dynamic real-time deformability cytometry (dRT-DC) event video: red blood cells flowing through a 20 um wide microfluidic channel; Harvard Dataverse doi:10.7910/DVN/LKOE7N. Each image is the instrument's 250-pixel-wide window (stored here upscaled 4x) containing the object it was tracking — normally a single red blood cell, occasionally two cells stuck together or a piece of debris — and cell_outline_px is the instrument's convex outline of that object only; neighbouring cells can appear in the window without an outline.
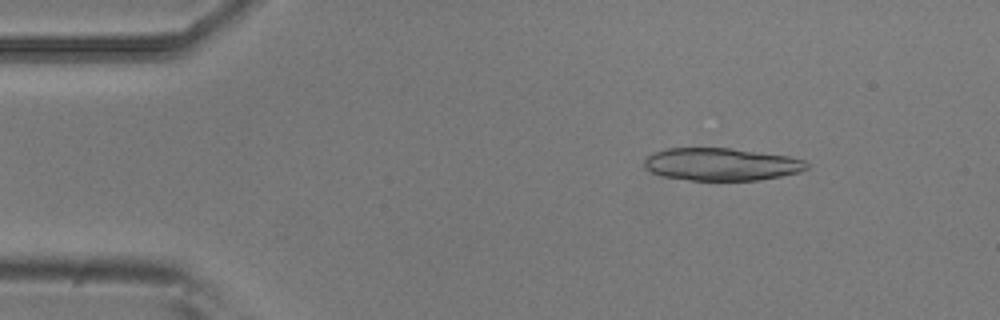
{"species": "common noctule bat (a hibernating species)", "species_latin": "Nyctalus noctula", "temperature_condition": "room temperature", "stored_images_in_passage": 4, "camera_frame_rate_fps": 3000, "um_per_image_px": 0.085, "animal": {"sex": "male", "body_mass_g": 20.5, "forearm_length_mm": 52.5}, "frame": {"image": 1, "passage_image": 1, "time_ms": 0.0, "image_size_px": [1000, 320], "cell_outline_px": [[808, 168], [800, 172], [760, 180], [688, 180], [664, 176], [652, 172], [644, 168], [644, 160], [652, 152], [664, 148], [732, 148], [788, 156], [804, 160], [808, 164]], "centroid_in_image_um": [61.29, 13.96], "position_along_channel_um": 23.7, "area_um2": 30.92}}
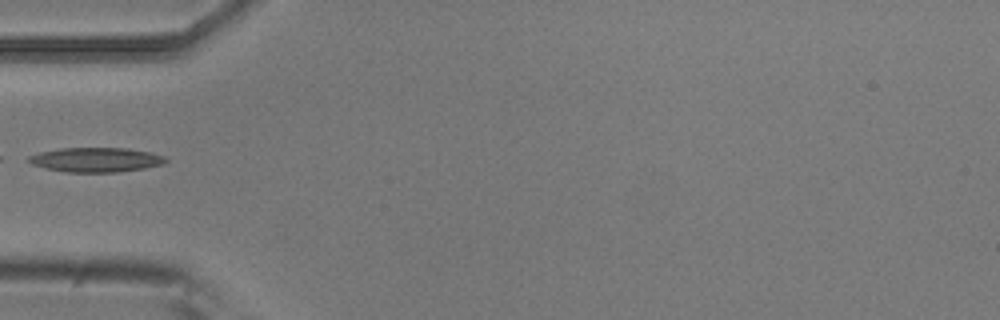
{"frame": {"image": 2, "passage_image": 4, "time_ms": 1.0, "image_size_px": [1000, 320], "cell_outline_px": [[168, 160], [164, 164], [144, 168], [116, 172], [64, 172], [32, 164], [24, 160], [28, 156], [40, 152], [60, 148], [128, 148], [148, 152], [164, 156]], "centroid_in_image_um": [8.13, 13.58], "position_along_channel_um": 76.9, "area_um2": 19.54}}